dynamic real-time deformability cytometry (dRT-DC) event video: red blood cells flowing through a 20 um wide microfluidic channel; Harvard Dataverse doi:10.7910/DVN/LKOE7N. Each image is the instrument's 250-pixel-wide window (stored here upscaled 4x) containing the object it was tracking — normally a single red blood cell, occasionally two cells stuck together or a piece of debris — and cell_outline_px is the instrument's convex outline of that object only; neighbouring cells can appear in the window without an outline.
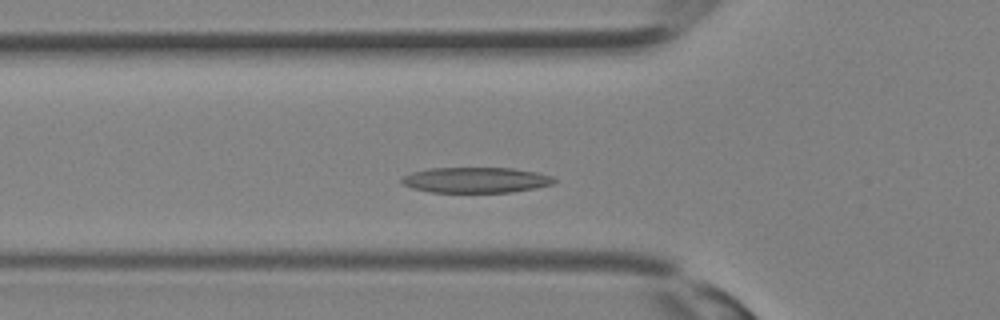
{"species": "Egyptian fruit bat (a non-hibernating species)", "species_latin": "Rousettus aegyptiacus", "temperature_condition": "room temperature", "stored_images_in_passage": 31, "segment_of_instrument_passage": [1, 2], "camera_frame_rate_fps": 3000, "um_per_image_px": 0.085, "animal": {"sex": "female"}, "frame": {"image": 1, "passage_image": 8, "time_ms": 2.333, "image_size_px": [1000, 320], "cell_outline_px": [[556, 180], [552, 184], [536, 188], [512, 192], [432, 192], [412, 188], [404, 184], [400, 180], [404, 176], [412, 172], [428, 168], [512, 168], [536, 172], [552, 176]], "centroid_in_image_um": [40.45, 15.3], "position_along_channel_um": 85.3, "area_um2": 22.6}}
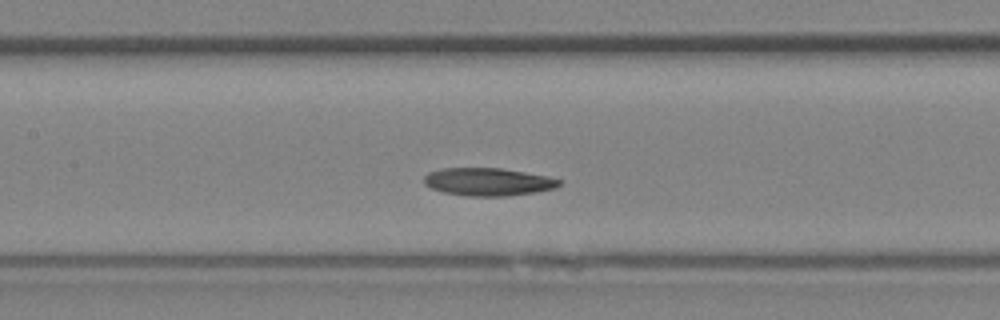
{"frame": {"image": 2, "passage_image": 12, "time_ms": 3.667, "image_size_px": [1000, 320], "cell_outline_px": [[564, 180], [556, 188], [536, 192], [504, 196], [468, 196], [444, 192], [432, 188], [424, 184], [424, 176], [428, 172], [440, 168], [500, 168], [548, 176]], "centroid_in_image_um": [41.5, 15.45], "position_along_channel_um": 165.9, "area_um2": 21.96}}
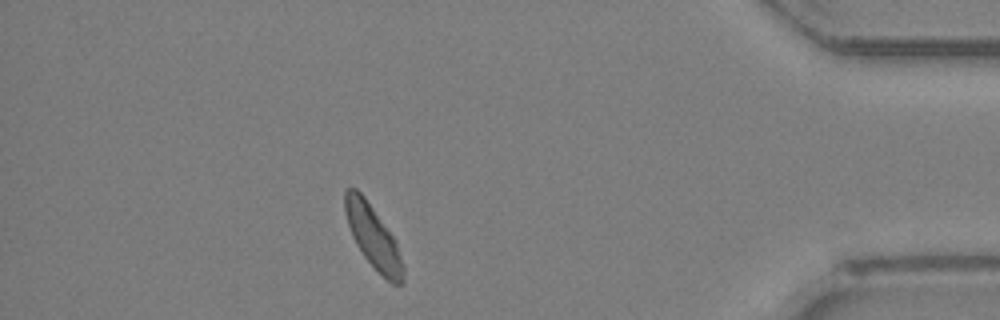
{"frame": {"image": 3, "passage_image": 26, "time_ms": 8.333, "image_size_px": [1000, 320], "cell_outline_px": [[404, 284], [392, 284], [364, 256], [356, 244], [352, 236], [344, 212], [344, 188], [356, 188], [364, 196], [396, 240], [404, 268]], "centroid_in_image_um": [31.71, 20.11], "position_along_channel_um": 403.5, "area_um2": 21.1}}